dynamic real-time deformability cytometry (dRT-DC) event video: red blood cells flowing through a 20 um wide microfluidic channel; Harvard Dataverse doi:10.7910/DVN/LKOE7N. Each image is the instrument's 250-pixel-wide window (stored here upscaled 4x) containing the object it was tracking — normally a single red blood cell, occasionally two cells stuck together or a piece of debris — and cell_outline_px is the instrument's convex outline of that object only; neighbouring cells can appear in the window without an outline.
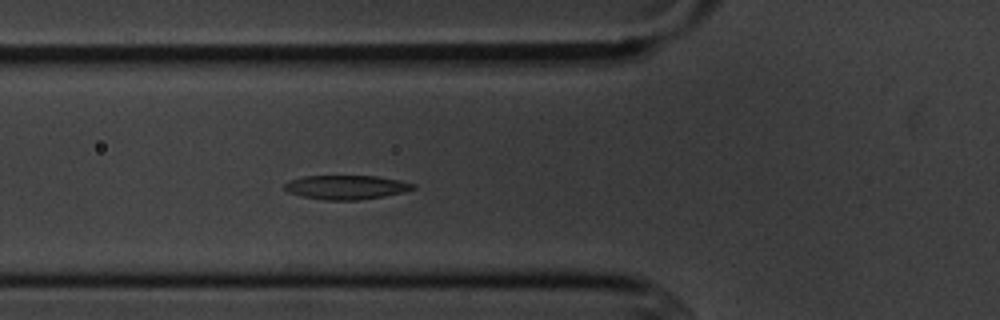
{"species": "common noctule bat (a hibernating species)", "species_latin": "Nyctalus noctula", "temperature_condition": "cold", "stored_images_in_passage": 4, "camera_frame_rate_fps": 3000, "um_per_image_px": 0.085, "animal": {"sex": "male", "body_mass_g": 20.1, "forearm_length_mm": 53.5}, "frame": {"image": 1, "passage_image": 4, "time_ms": 4.333, "image_size_px": [1000, 320], "cell_outline_px": [[416, 188], [404, 192], [384, 196], [360, 200], [324, 200], [304, 196], [288, 192], [284, 188], [284, 184], [292, 180], [304, 176], [376, 176], [400, 180], [416, 184]], "centroid_in_image_um": [29.48, 15.91], "position_along_channel_um": 96.3, "area_um2": 17.98}}